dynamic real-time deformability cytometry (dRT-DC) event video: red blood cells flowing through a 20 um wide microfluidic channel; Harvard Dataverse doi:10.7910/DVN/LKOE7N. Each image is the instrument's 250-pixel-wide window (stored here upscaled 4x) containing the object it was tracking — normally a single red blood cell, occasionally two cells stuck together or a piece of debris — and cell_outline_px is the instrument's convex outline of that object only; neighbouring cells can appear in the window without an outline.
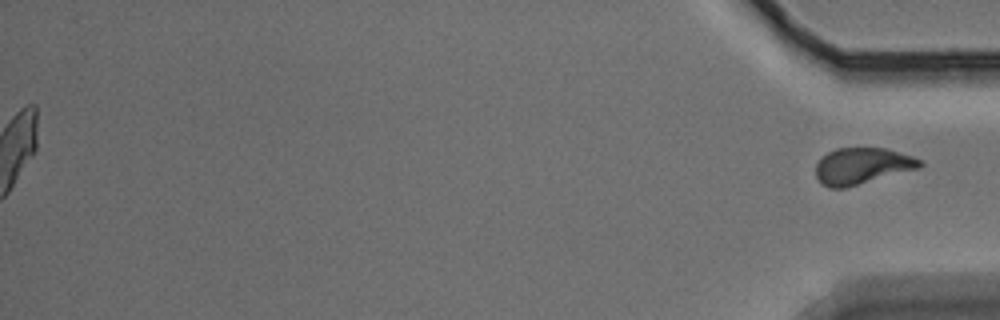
{"species": "Egyptian fruit bat (a non-hibernating species)", "species_latin": "Rousettus aegyptiacus", "temperature_condition": "warm", "stored_images_in_passage": 49, "segment_of_instrument_passage": [2, 2], "camera_frame_rate_fps": 3000, "um_per_image_px": 0.085, "animal": {"sex": "male"}, "frame": {"image": 1, "passage_image": 49, "time_ms": 16.0, "image_size_px": [1000, 320], "cell_outline_px": [[924, 164], [920, 168], [844, 188], [828, 188], [820, 184], [816, 176], [816, 164], [828, 152], [836, 148], [884, 148], [912, 156], [920, 160]], "centroid_in_image_um": [73.26, 14.12], "position_along_channel_um": 361.9, "area_um2": 21.96}}